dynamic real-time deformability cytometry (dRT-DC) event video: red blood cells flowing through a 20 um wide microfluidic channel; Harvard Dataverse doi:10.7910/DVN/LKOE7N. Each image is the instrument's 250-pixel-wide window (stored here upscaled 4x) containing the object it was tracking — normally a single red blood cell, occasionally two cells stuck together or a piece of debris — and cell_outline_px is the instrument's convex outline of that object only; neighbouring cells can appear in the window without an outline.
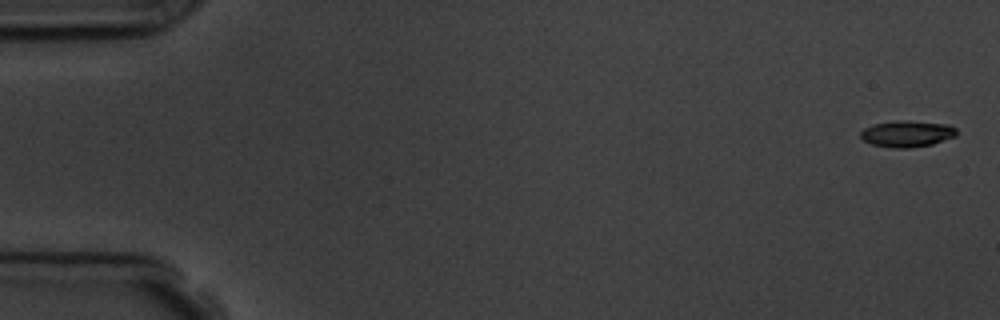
{"species": "common noctule bat (a hibernating species)", "species_latin": "Nyctalus noctula", "temperature_condition": "room temperature", "stored_images_in_passage": 15, "camera_frame_rate_fps": 3000, "um_per_image_px": 0.085, "animal": {"sex": "male", "body_mass_g": 19.5, "forearm_length_mm": 54.6}, "frame": {"image": 1, "passage_image": 1, "time_ms": 0.0, "image_size_px": [1000, 320], "cell_outline_px": [[956, 136], [932, 144], [912, 148], [892, 148], [872, 144], [864, 140], [860, 136], [860, 132], [864, 128], [872, 124], [896, 120], [908, 120], [948, 124], [956, 128]], "centroid_in_image_um": [77.09, 11.36], "position_along_channel_um": 7.9, "area_um2": 14.91}}
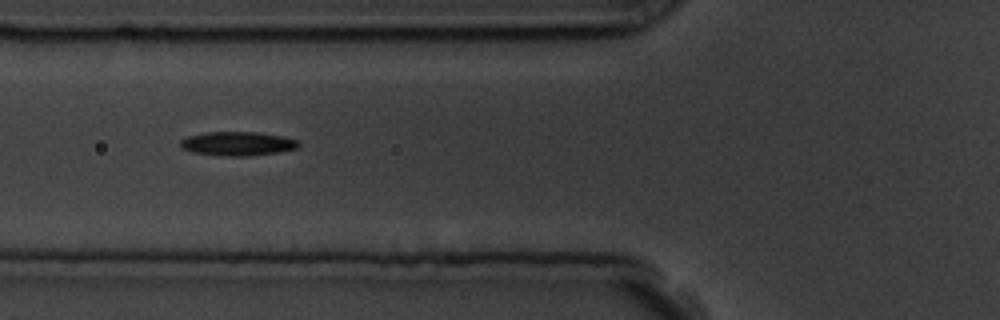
{"frame": {"image": 2, "passage_image": 6, "time_ms": 6.667, "image_size_px": [1000, 320], "cell_outline_px": [[300, 144], [296, 148], [276, 152], [248, 156], [224, 156], [192, 152], [180, 148], [180, 140], [188, 136], [204, 132], [260, 132], [284, 136], [300, 140]], "centroid_in_image_um": [20.19, 12.2], "position_along_channel_um": 105.6, "area_um2": 16.65}}
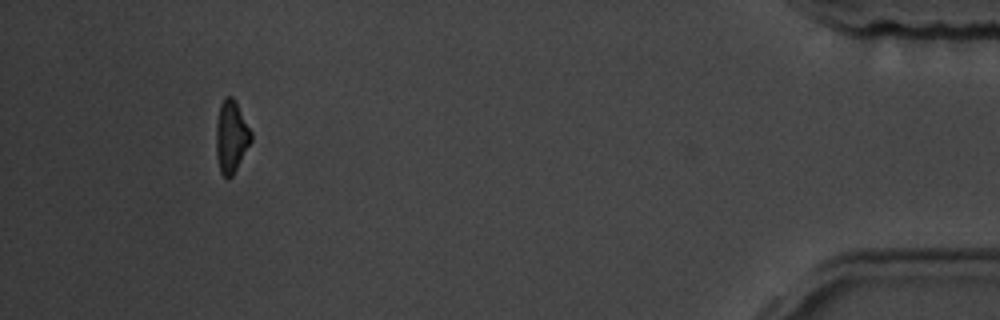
{"frame": {"image": 3, "passage_image": 14, "time_ms": 17.0, "image_size_px": [1000, 320], "cell_outline_px": [[252, 140], [232, 176], [228, 180], [220, 172], [216, 156], [216, 120], [220, 104], [224, 96], [232, 96], [236, 100], [252, 132]], "centroid_in_image_um": [19.65, 11.58], "position_along_channel_um": 415.6, "area_um2": 14.97}, "authors_computed_cell_mechanics": {"area_um2": 15.7794, "velocity_mm_per_s": 3.6639, "shape_relaxation_time_tau1_ms": 5.4079, "shape_relaxation_time_tau2_ms": 7.9054, "deformation_change_tau1": 0.1381, "deformation_change_tau2": 0.1698}}